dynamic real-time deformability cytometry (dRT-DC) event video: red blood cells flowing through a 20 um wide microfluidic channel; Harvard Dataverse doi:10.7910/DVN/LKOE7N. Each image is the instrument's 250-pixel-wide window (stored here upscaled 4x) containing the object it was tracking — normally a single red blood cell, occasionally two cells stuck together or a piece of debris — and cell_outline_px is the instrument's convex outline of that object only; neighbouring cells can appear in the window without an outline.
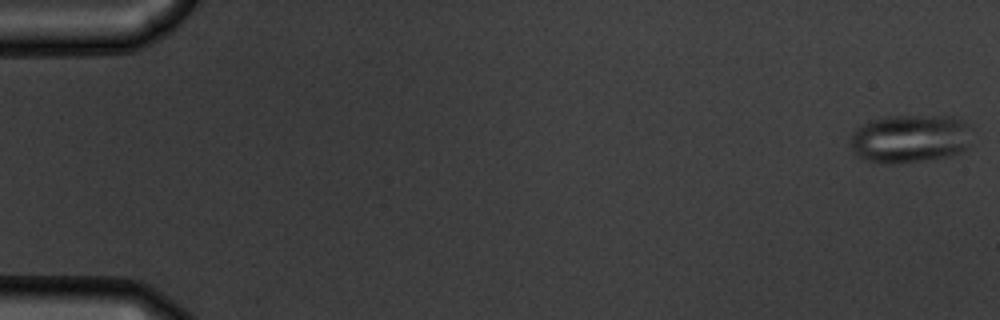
{"species": "common noctule bat (a hibernating species)", "species_latin": "Nyctalus noctula", "temperature_condition": "warm", "stored_images_in_passage": 55, "camera_frame_rate_fps": 3000, "um_per_image_px": 0.085, "animal": {"sex": "male", "body_mass_g": 19.5, "forearm_length_mm": 54.6}, "frame": {"image": 1, "passage_image": 1, "time_ms": 0.0, "image_size_px": [1000, 320], "cell_outline_px": [[972, 128], [968, 144], [960, 152], [948, 156], [924, 160], [896, 164], [872, 164], [864, 160], [852, 148], [852, 132], [856, 128], [872, 120], [884, 116], [952, 116], [964, 120]], "centroid_in_image_um": [77.36, 11.79], "position_along_channel_um": 7.6, "area_um2": 34.45}}
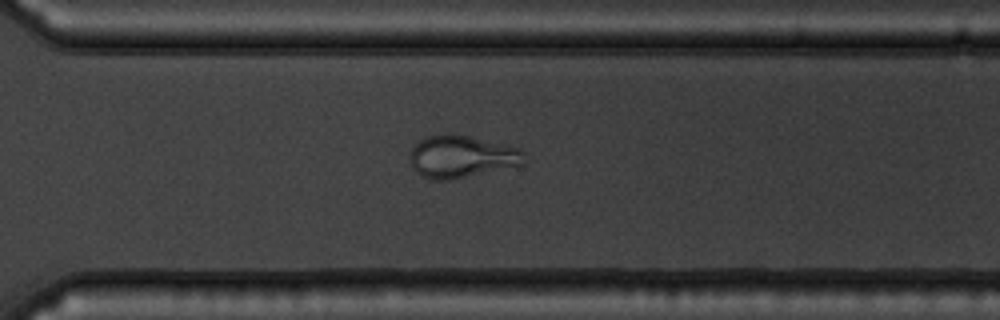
{"frame": {"image": 2, "passage_image": 40, "time_ms": 13.0, "image_size_px": [1000, 320], "cell_outline_px": [[524, 164], [452, 180], [432, 180], [420, 176], [412, 168], [412, 148], [420, 140], [428, 136], [452, 132], [516, 148], [524, 152]], "centroid_in_image_um": [39.2, 13.32], "position_along_channel_um": 331.4, "area_um2": 27.92}}
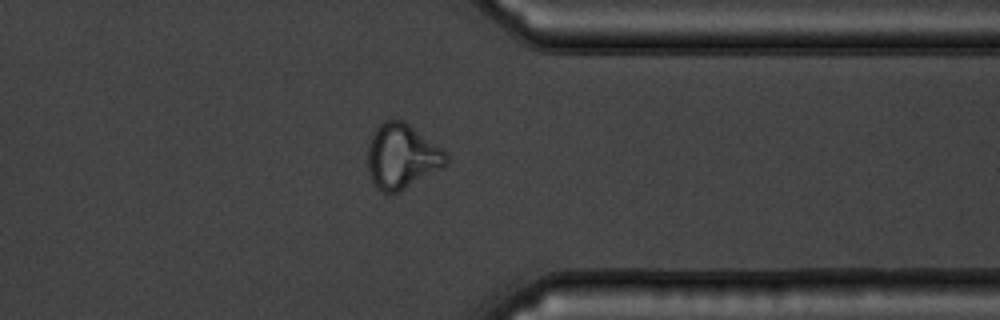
{"frame": {"image": 3, "passage_image": 44, "time_ms": 14.333, "image_size_px": [1000, 320], "cell_outline_px": [[448, 164], [444, 168], [400, 192], [384, 192], [376, 188], [368, 176], [368, 144], [376, 128], [384, 120], [404, 120], [448, 152]], "centroid_in_image_um": [34.19, 13.31], "position_along_channel_um": 377.2, "area_um2": 30.11}}